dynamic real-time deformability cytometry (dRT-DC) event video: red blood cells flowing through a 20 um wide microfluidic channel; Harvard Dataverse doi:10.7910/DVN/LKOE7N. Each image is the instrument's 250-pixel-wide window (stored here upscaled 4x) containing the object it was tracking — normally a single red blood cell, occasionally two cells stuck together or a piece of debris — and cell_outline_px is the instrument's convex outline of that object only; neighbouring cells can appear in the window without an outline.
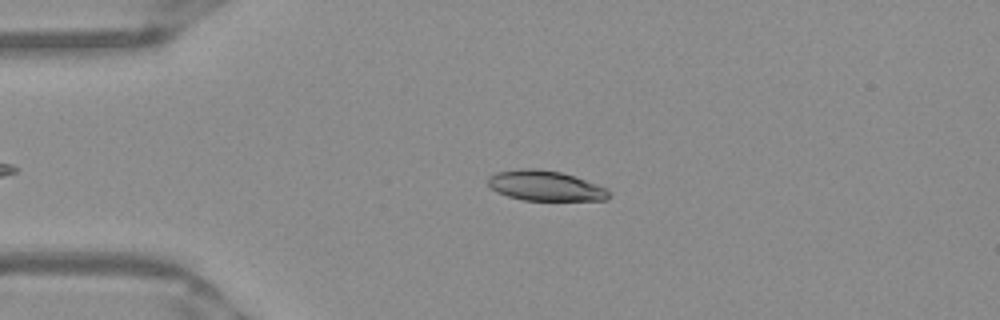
{"species": "Egyptian fruit bat (a non-hibernating species)", "species_latin": "Rousettus aegyptiacus", "temperature_condition": "warm", "stored_images_in_passage": 45, "camera_frame_rate_fps": 3000, "um_per_image_px": 0.085, "frame": {"image": 1, "passage_image": 12, "time_ms": 3.667, "image_size_px": [1000, 320], "cell_outline_px": [[608, 200], [524, 200], [508, 196], [496, 192], [488, 184], [488, 176], [496, 172], [524, 168], [536, 168], [560, 172], [608, 188]], "centroid_in_image_um": [46.32, 15.79], "position_along_channel_um": 38.7, "area_um2": 21.04}}
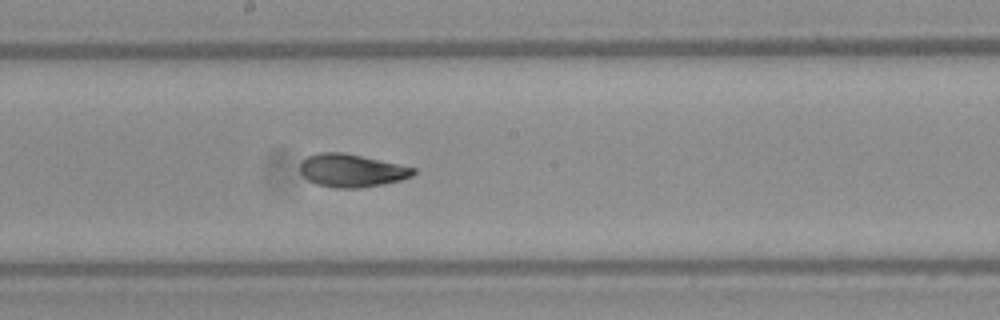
{"frame": {"image": 2, "passage_image": 28, "time_ms": 9.0, "image_size_px": [1000, 320], "cell_outline_px": [[416, 172], [412, 176], [400, 180], [360, 188], [336, 188], [316, 184], [308, 180], [300, 172], [300, 160], [308, 156], [320, 152], [344, 152], [416, 168]], "centroid_in_image_um": [29.85, 14.49], "position_along_channel_um": 218.4, "area_um2": 21.73}}
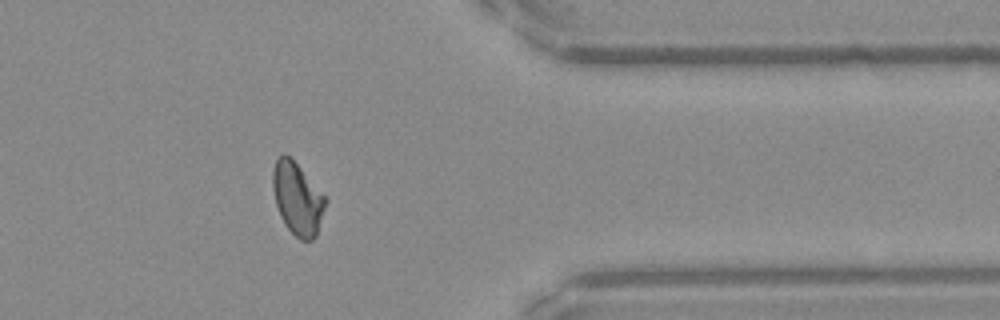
{"frame": {"image": 3, "passage_image": 42, "time_ms": 13.667, "image_size_px": [1000, 320], "cell_outline_px": [[328, 200], [316, 236], [312, 240], [300, 240], [288, 228], [280, 216], [276, 204], [272, 188], [272, 172], [276, 160], [284, 152], [300, 168]], "centroid_in_image_um": [25.28, 16.9], "position_along_channel_um": 386.1, "area_um2": 21.91}, "authors_computed_cell_mechanics": {"area_um2": 21.9062, "velocity_mm_per_s": 3.9377, "shape_relaxation_time_tau1_ms": 9.4031, "shape_relaxation_time_tau2_ms": 1.7561, "deformation_change_tau1": 0.2427, "deformation_change_tau2": 0.0726}}